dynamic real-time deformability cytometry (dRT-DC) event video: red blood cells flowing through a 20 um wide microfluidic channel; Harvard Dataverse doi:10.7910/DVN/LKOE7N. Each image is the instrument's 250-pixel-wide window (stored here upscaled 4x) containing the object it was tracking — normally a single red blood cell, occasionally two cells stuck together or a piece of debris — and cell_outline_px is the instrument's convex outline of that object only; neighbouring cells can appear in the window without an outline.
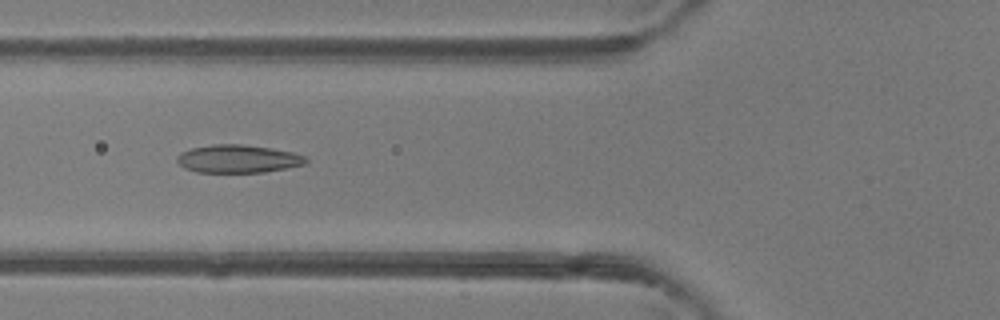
{"species": "common noctule bat (a hibernating species)", "species_latin": "Nyctalus noctula", "temperature_condition": "room temperature", "stored_images_in_passage": 45, "camera_frame_rate_fps": 3000, "um_per_image_px": 0.085, "animal": {"sex": "female"}, "frame": {"image": 1, "passage_image": 17, "time_ms": 5.333, "image_size_px": [1000, 320], "cell_outline_px": [[308, 160], [304, 164], [264, 172], [196, 172], [184, 168], [176, 160], [176, 156], [180, 152], [192, 148], [212, 144], [240, 144], [272, 148], [292, 152], [304, 156]], "centroid_in_image_um": [20.18, 13.49], "position_along_channel_um": 105.6, "area_um2": 20.92}}
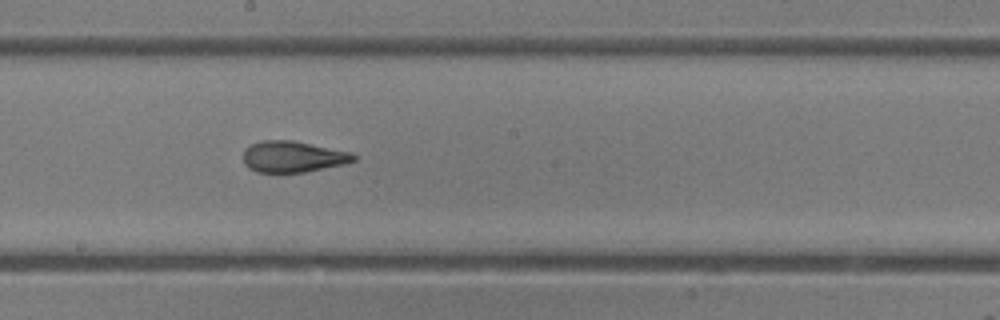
{"frame": {"image": 2, "passage_image": 25, "time_ms": 8.0, "image_size_px": [1000, 320], "cell_outline_px": [[356, 160], [344, 164], [304, 172], [256, 172], [248, 168], [244, 164], [244, 148], [260, 140], [292, 140], [352, 152], [356, 156]], "centroid_in_image_um": [24.88, 13.31], "position_along_channel_um": 223.3, "area_um2": 20.11}}
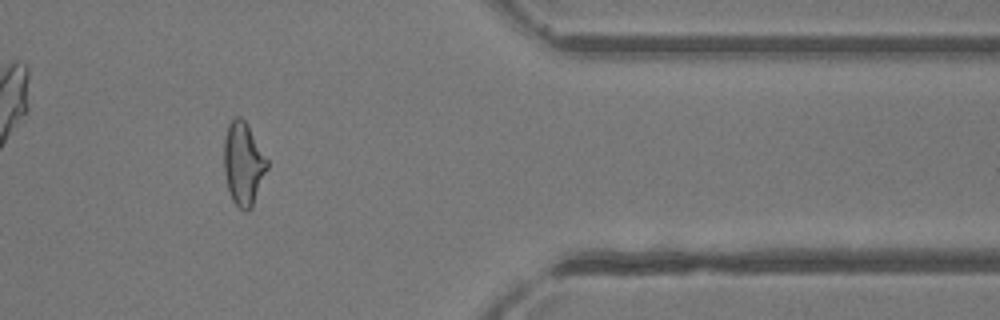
{"frame": {"image": 3, "passage_image": 38, "time_ms": 12.333, "image_size_px": [1000, 320], "cell_outline_px": [[268, 168], [252, 208], [244, 212], [232, 200], [228, 188], [224, 172], [224, 136], [228, 124], [236, 116], [240, 116], [248, 124], [268, 160]], "centroid_in_image_um": [20.69, 13.9], "position_along_channel_um": 390.7, "area_um2": 21.04}}